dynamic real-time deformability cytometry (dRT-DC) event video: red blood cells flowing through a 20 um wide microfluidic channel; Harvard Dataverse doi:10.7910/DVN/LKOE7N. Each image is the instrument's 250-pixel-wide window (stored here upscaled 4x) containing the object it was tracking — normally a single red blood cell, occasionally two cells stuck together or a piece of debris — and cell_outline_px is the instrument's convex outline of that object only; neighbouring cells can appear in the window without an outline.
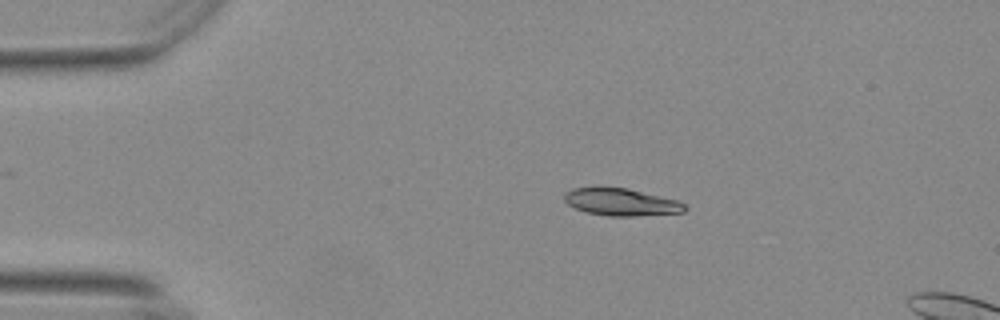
{"species": "Egyptian fruit bat (a non-hibernating species)", "species_latin": "Rousettus aegyptiacus", "temperature_condition": "warm", "stored_images_in_passage": 7, "camera_frame_rate_fps": 3000, "um_per_image_px": 0.085, "animal": {"sex": "female"}, "frame": {"image": 1, "passage_image": 1, "time_ms": 0.0, "image_size_px": [1000, 320], "cell_outline_px": [[688, 208], [684, 212], [632, 216], [608, 216], [588, 212], [576, 208], [568, 204], [564, 200], [564, 192], [572, 188], [628, 188], [680, 200]], "centroid_in_image_um": [52.84, 17.17], "position_along_channel_um": 32.2, "area_um2": 19.07}}